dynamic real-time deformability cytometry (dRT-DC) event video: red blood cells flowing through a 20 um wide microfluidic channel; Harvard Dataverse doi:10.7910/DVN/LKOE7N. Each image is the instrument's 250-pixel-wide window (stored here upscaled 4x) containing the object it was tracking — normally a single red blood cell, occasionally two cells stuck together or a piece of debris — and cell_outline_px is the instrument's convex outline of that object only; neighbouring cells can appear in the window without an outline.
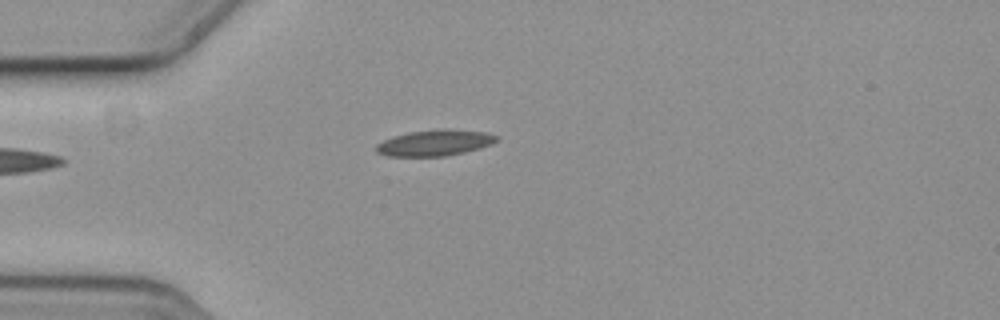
{"species": "common noctule bat (a hibernating species)", "species_latin": "Nyctalus noctula", "temperature_condition": "cold", "stored_images_in_passage": 4, "camera_frame_rate_fps": 3000, "um_per_image_px": 0.085, "animal": {"sex": "female", "body_mass_g": 19.3, "forearm_length_mm": 54.1}, "frame": {"image": 1, "passage_image": 4, "time_ms": 1.0, "image_size_px": [1000, 320], "cell_outline_px": [[500, 140], [492, 144], [480, 148], [464, 152], [444, 156], [388, 156], [376, 152], [376, 144], [392, 136], [408, 132], [440, 128], [448, 128], [484, 132], [500, 136]], "centroid_in_image_um": [36.99, 12.12], "position_along_channel_um": 48.0, "area_um2": 18.5}}